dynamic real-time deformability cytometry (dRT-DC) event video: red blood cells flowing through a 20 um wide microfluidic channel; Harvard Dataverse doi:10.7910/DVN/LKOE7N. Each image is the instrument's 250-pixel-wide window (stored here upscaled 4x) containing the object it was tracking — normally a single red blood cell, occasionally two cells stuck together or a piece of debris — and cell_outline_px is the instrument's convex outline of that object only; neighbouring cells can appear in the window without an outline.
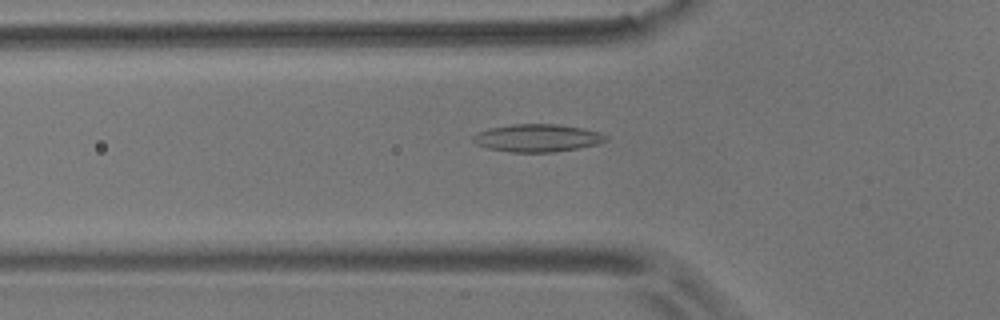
{"species": "common noctule bat (a hibernating species)", "species_latin": "Nyctalus noctula", "temperature_condition": "room temperature", "stored_images_in_passage": 56, "camera_frame_rate_fps": 3000, "um_per_image_px": 0.085, "animal": {"sex": "male", "body_mass_g": 17.9}, "frame": {"image": 1, "passage_image": 19, "time_ms": 6.0, "image_size_px": [1000, 320], "cell_outline_px": [[608, 140], [596, 144], [576, 148], [552, 152], [512, 152], [488, 148], [476, 144], [472, 140], [472, 136], [476, 132], [488, 128], [512, 124], [560, 124], [584, 128], [600, 132], [608, 136]], "centroid_in_image_um": [45.66, 11.71], "position_along_channel_um": 80.1, "area_um2": 21.5}}
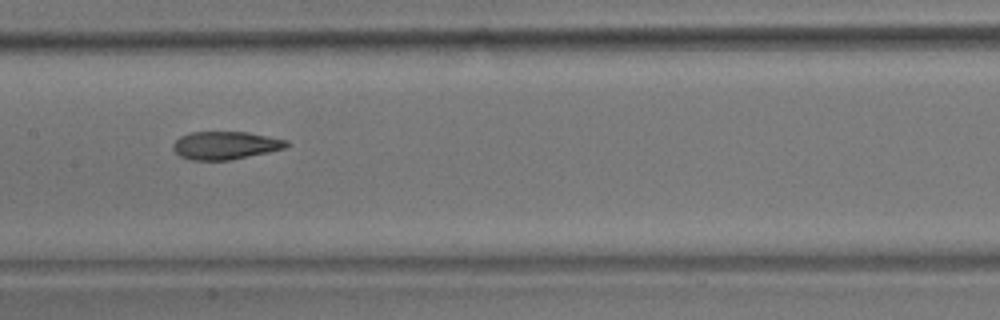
{"frame": {"image": 2, "passage_image": 28, "time_ms": 9.0, "image_size_px": [1000, 320], "cell_outline_px": [[288, 144], [284, 148], [268, 152], [232, 160], [188, 160], [180, 156], [172, 148], [172, 144], [180, 136], [192, 132], [248, 132], [288, 140]], "centroid_in_image_um": [19.13, 12.36], "position_along_channel_um": 188.3, "area_um2": 18.5}}
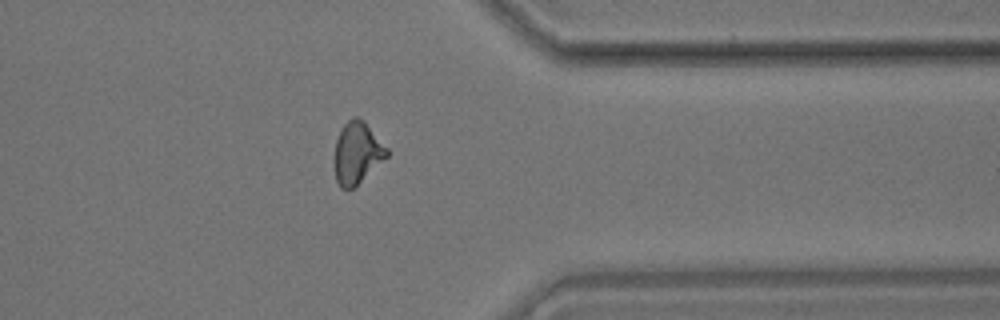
{"frame": {"image": 3, "passage_image": 45, "time_ms": 14.667, "image_size_px": [1000, 320], "cell_outline_px": [[388, 156], [352, 188], [340, 188], [336, 180], [332, 160], [336, 140], [344, 124], [352, 116], [360, 116], [364, 120], [388, 148]], "centroid_in_image_um": [30.32, 12.96], "position_along_channel_um": 381.1, "area_um2": 19.02}, "authors_computed_cell_mechanics": {"area_um2": 19.2474, "velocity_mm_per_s": 3.5671, "shape_relaxation_time_tau1_ms": 8.6371, "shape_relaxation_time_tau2_ms": 3.4244, "deformation_change_tau1": 0.1909, "deformation_change_tau2": 0.1122}}